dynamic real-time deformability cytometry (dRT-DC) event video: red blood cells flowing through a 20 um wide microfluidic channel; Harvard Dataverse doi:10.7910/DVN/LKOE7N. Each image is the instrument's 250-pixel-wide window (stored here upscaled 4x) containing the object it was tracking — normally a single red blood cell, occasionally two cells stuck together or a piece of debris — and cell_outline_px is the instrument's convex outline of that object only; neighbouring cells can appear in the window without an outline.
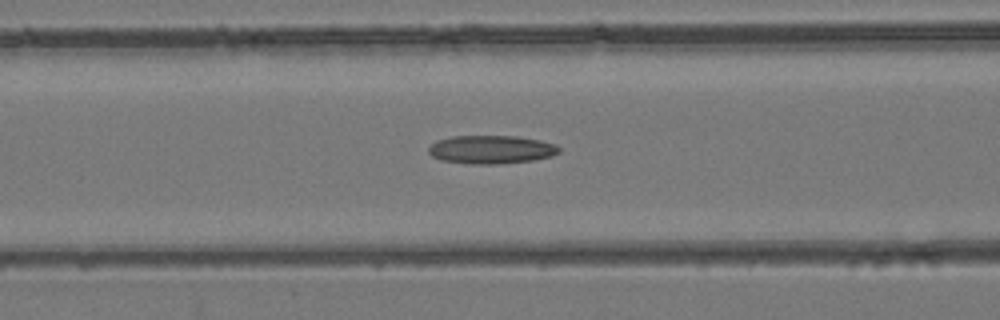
{"species": "common noctule bat (a hibernating species)", "species_latin": "Nyctalus noctula", "temperature_condition": "room temperature", "stored_images_in_passage": 48, "camera_frame_rate_fps": 3000, "um_per_image_px": 0.085, "animal": {"sex": "female", "body_mass_g": 24.6, "forearm_length_mm": 56.2}, "frame": {"image": 1, "passage_image": 20, "time_ms": 6.333, "image_size_px": [1000, 320], "cell_outline_px": [[560, 152], [552, 156], [532, 160], [500, 164], [472, 164], [440, 160], [432, 156], [428, 152], [428, 148], [436, 140], [452, 136], [516, 136], [540, 140], [556, 144], [560, 148]], "centroid_in_image_um": [41.75, 12.71], "position_along_channel_um": 124.8, "area_um2": 21.68}}
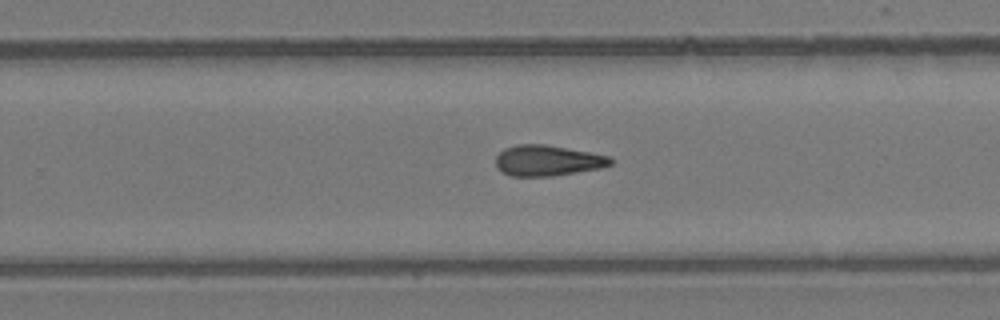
{"frame": {"image": 2, "passage_image": 31, "time_ms": 10.0, "image_size_px": [1000, 320], "cell_outline_px": [[616, 160], [612, 164], [600, 168], [552, 176], [512, 176], [496, 168], [496, 156], [504, 148], [516, 144], [544, 144], [588, 152], [608, 156]], "centroid_in_image_um": [46.53, 13.64], "position_along_channel_um": 283.3, "area_um2": 20.46}}
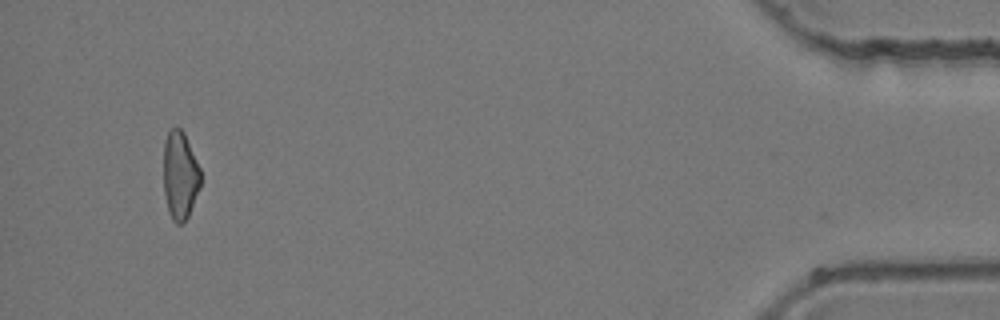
{"frame": {"image": 3, "passage_image": 46, "time_ms": 15.0, "image_size_px": [1000, 320], "cell_outline_px": [[200, 188], [188, 216], [180, 224], [176, 224], [172, 220], [168, 212], [164, 192], [164, 140], [168, 128], [176, 124], [184, 132], [200, 168]], "centroid_in_image_um": [15.29, 14.85], "position_along_channel_um": 419.9, "area_um2": 19.31}}